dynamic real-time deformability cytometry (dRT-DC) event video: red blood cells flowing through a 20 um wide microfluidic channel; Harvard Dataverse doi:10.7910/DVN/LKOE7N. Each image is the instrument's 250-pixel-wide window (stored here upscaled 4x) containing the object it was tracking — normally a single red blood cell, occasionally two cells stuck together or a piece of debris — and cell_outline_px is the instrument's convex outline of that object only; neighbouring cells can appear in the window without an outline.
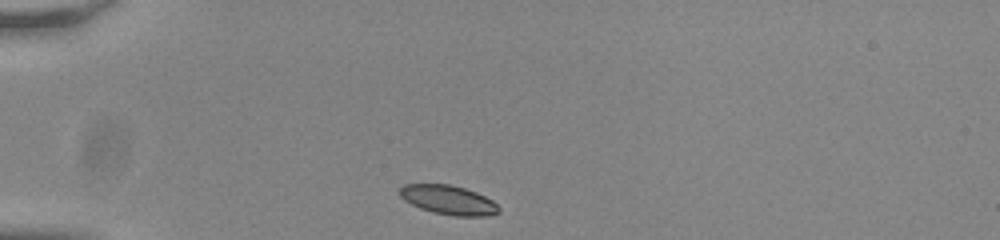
{"species": "common noctule bat (a hibernating species)", "species_latin": "Nyctalus noctula", "temperature_condition": "room temperature", "stored_images_in_passage": 34, "camera_frame_rate_fps": 3000, "um_per_image_px": 0.085, "animal": {"sex": "male", "body_mass_g": 20.0, "forearm_length_mm": 53.3}, "frame": {"image": 1, "passage_image": 1, "time_ms": 0.0, "image_size_px": [1000, 240], "cell_outline_px": [[500, 212], [488, 216], [456, 216], [432, 212], [420, 208], [404, 200], [400, 196], [400, 188], [404, 184], [448, 184], [464, 188], [476, 192], [492, 200], [500, 208]], "centroid_in_image_um": [38.13, 17.0], "position_along_channel_um": 46.9, "area_um2": 16.82}}
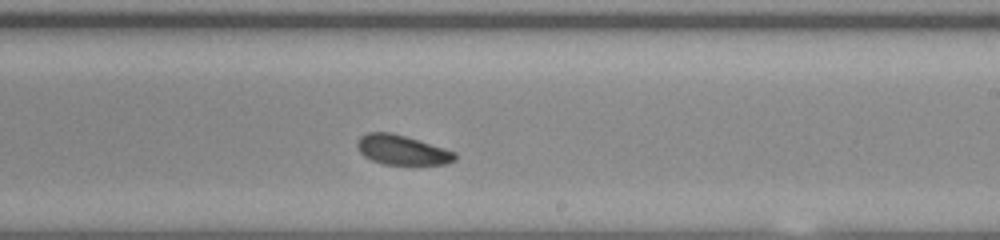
{"frame": {"image": 2, "passage_image": 20, "time_ms": 6.333, "image_size_px": [1000, 240], "cell_outline_px": [[456, 160], [448, 164], [384, 164], [372, 160], [364, 156], [360, 152], [356, 144], [360, 136], [368, 132], [388, 132], [404, 136], [444, 148], [456, 152]], "centroid_in_image_um": [34.17, 12.75], "position_along_channel_um": 254.8, "area_um2": 16.7}}
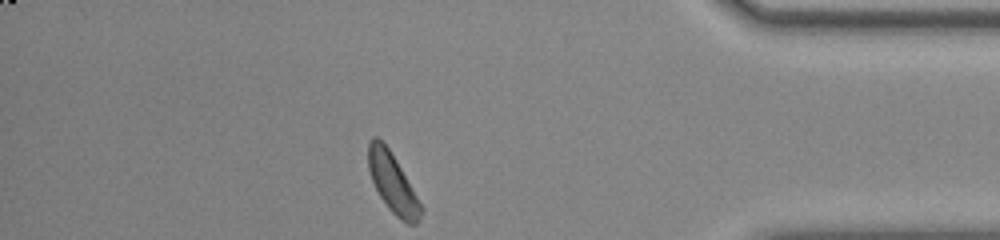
{"frame": {"image": 3, "passage_image": 34, "time_ms": 11.0, "image_size_px": [1000, 240], "cell_outline_px": [[424, 208], [416, 224], [408, 224], [400, 220], [388, 208], [380, 196], [372, 180], [368, 168], [368, 144], [372, 136], [376, 136], [388, 148]], "centroid_in_image_um": [33.37, 15.58], "position_along_channel_um": 401.8, "area_um2": 17.8}, "authors_computed_cell_mechanics": {"area_um2": 17.8024, "velocity_mm_per_s": 3.7745, "shape_relaxation_time_tau1_ms": 3.5596, "shape_relaxation_time_tau2_ms": null, "deformation_change_tau1": 0.1024, "deformation_change_tau2": null}}